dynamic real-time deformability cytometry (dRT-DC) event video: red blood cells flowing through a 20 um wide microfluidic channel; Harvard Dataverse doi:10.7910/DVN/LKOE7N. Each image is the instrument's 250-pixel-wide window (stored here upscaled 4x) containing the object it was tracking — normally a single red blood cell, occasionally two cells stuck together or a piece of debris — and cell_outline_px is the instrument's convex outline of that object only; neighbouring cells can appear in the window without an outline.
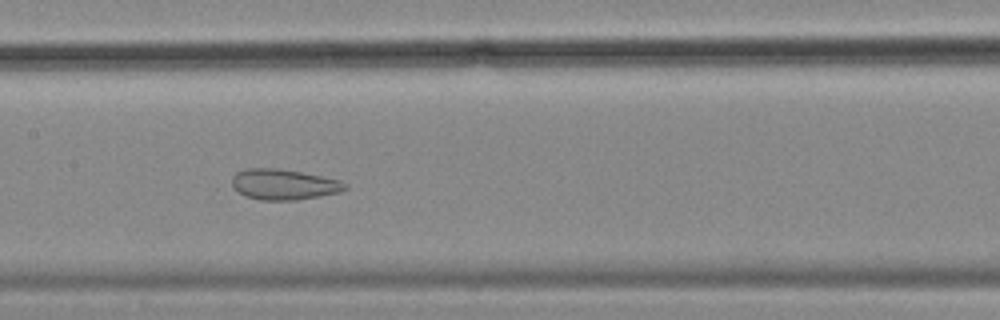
{"species": "common noctule bat (a hibernating species)", "species_latin": "Nyctalus noctula", "temperature_condition": "cold", "stored_images_in_passage": 57, "camera_frame_rate_fps": 3000, "um_per_image_px": 0.085, "animal": {"sex": "female", "body_mass_g": 18.4}, "frame": {"image": 1, "passage_image": 27, "time_ms": 8.667, "image_size_px": [1000, 320], "cell_outline_px": [[348, 188], [340, 192], [320, 196], [296, 200], [260, 200], [244, 196], [232, 188], [232, 176], [236, 172], [244, 168], [280, 168], [340, 180], [348, 184]], "centroid_in_image_um": [24.09, 15.67], "position_along_channel_um": 183.3, "area_um2": 20.4}}
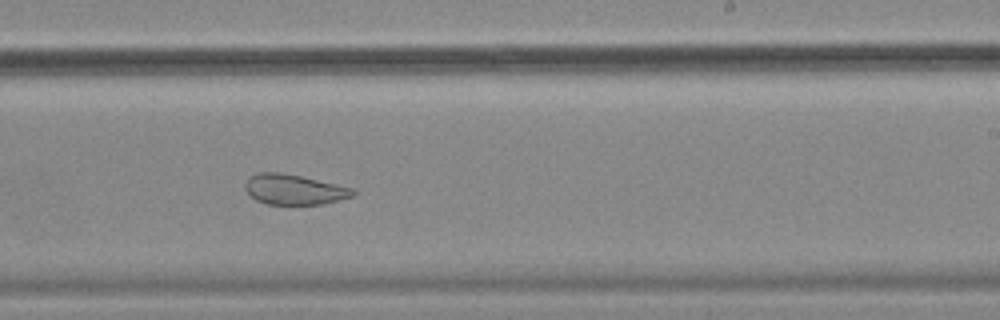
{"frame": {"image": 2, "passage_image": 34, "time_ms": 11.0, "image_size_px": [1000, 320], "cell_outline_px": [[356, 192], [352, 196], [324, 204], [268, 204], [256, 200], [244, 188], [244, 184], [256, 172], [280, 172], [300, 176], [352, 188]], "centroid_in_image_um": [24.98, 16.11], "position_along_channel_um": 264.0, "area_um2": 18.67}}
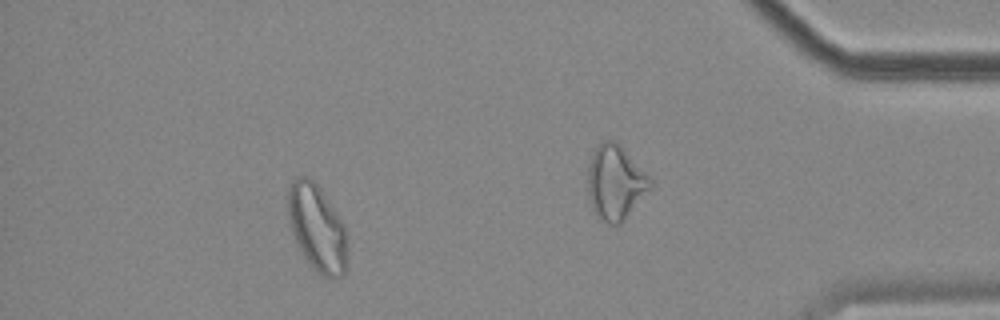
{"frame": {"image": 3, "passage_image": 51, "time_ms": 16.667, "image_size_px": [1000, 320], "cell_outline_px": [[348, 268], [344, 276], [324, 276], [304, 256], [296, 244], [292, 232], [288, 216], [284, 196], [288, 184], [296, 176], [308, 176], [320, 188], [344, 224], [348, 240]], "centroid_in_image_um": [26.93, 19.31], "position_along_channel_um": 408.3, "area_um2": 30.58}, "authors_computed_cell_mechanics": {"area_um2": 28.0908, "velocity_mm_per_s": 3.4723, "shape_relaxation_time_tau1_ms": null, "shape_relaxation_time_tau2_ms": 1.7011, "deformation_change_tau1": null, "deformation_change_tau2": 0.0805}}